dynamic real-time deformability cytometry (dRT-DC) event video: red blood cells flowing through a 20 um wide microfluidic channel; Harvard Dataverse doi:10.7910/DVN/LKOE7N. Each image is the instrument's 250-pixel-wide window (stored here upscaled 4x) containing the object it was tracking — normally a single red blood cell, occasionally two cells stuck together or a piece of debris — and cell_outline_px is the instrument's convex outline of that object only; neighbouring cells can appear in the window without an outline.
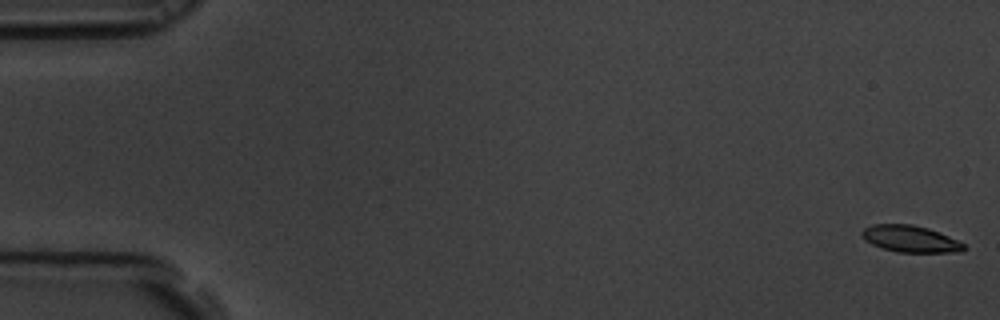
{"species": "common noctule bat (a hibernating species)", "species_latin": "Nyctalus noctula", "temperature_condition": "room temperature", "stored_images_in_passage": 59, "camera_frame_rate_fps": 3000, "um_per_image_px": 0.085, "animal": {"sex": "male", "body_mass_g": 19.5, "forearm_length_mm": 54.6}, "frame": {"image": 1, "passage_image": 1, "time_ms": 0.0, "image_size_px": [1000, 320], "cell_outline_px": [[964, 248], [960, 252], [896, 252], [872, 244], [864, 240], [860, 232], [864, 228], [872, 224], [912, 224], [928, 228], [948, 236], [964, 244]], "centroid_in_image_um": [77.33, 20.29], "position_along_channel_um": 7.7, "area_um2": 15.72}}
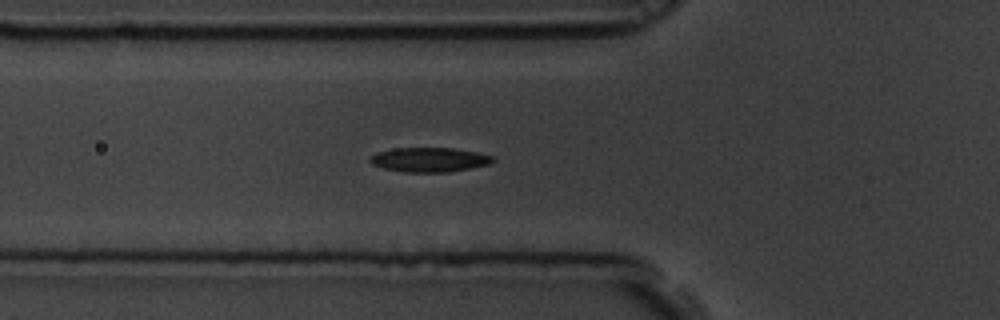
{"frame": {"image": 2, "passage_image": 21, "time_ms": 6.667, "image_size_px": [1000, 320], "cell_outline_px": [[496, 160], [488, 164], [448, 172], [404, 172], [384, 168], [372, 164], [368, 160], [376, 152], [392, 148], [452, 148], [476, 152], [492, 156]], "centroid_in_image_um": [36.46, 13.57], "position_along_channel_um": 89.3, "area_um2": 17.34}}
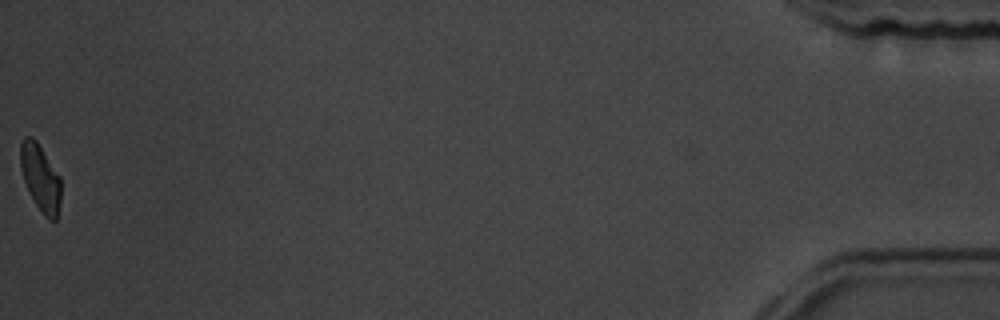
{"frame": {"image": 3, "passage_image": 59, "time_ms": 19.333, "image_size_px": [1000, 320], "cell_outline_px": [[60, 200], [56, 220], [48, 220], [44, 216], [36, 204], [24, 180], [20, 168], [20, 144], [24, 136], [32, 136], [36, 140], [60, 176]], "centroid_in_image_um": [3.43, 15.08], "position_along_channel_um": 431.8, "area_um2": 15.61}, "authors_computed_cell_mechanics": {"area_um2": 17.051, "velocity_mm_per_s": 3.4916, "shape_relaxation_time_tau1_ms": 3.5909, "shape_relaxation_time_tau2_ms": 5.863, "deformation_change_tau1": 0.1251, "deformation_change_tau2": 0.1039}}